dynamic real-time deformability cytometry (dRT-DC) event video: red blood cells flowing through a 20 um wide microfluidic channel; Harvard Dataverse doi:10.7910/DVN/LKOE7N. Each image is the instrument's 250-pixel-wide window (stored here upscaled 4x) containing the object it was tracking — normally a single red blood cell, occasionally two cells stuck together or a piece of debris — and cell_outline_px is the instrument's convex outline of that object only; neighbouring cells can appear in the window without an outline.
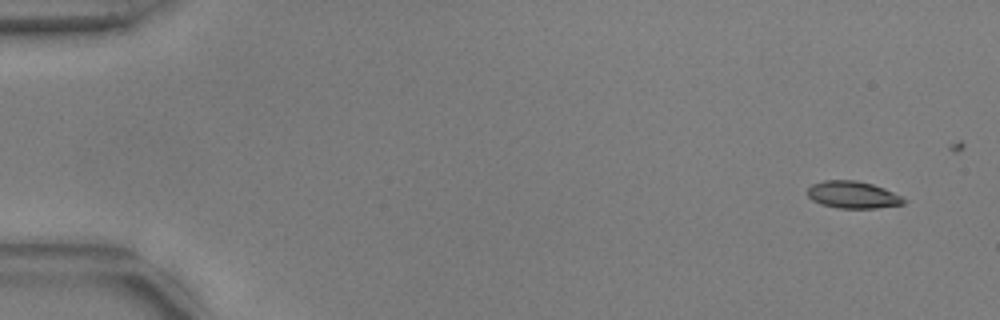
{"species": "common noctule bat (a hibernating species)", "species_latin": "Nyctalus noctula", "temperature_condition": "warm", "stored_images_in_passage": 16, "camera_frame_rate_fps": 3000, "um_per_image_px": 0.085, "animal": {"sex": "male", "body_mass_g": 17.9, "forearm_length_mm": 54.2}, "frame": {"image": 1, "passage_image": 1, "time_ms": 0.0, "image_size_px": [1000, 320], "cell_outline_px": [[908, 200], [904, 204], [876, 208], [840, 208], [820, 204], [812, 200], [808, 196], [808, 188], [812, 184], [824, 180], [856, 180], [872, 184], [884, 188]], "centroid_in_image_um": [72.49, 16.55], "position_along_channel_um": 12.5, "area_um2": 15.2}}
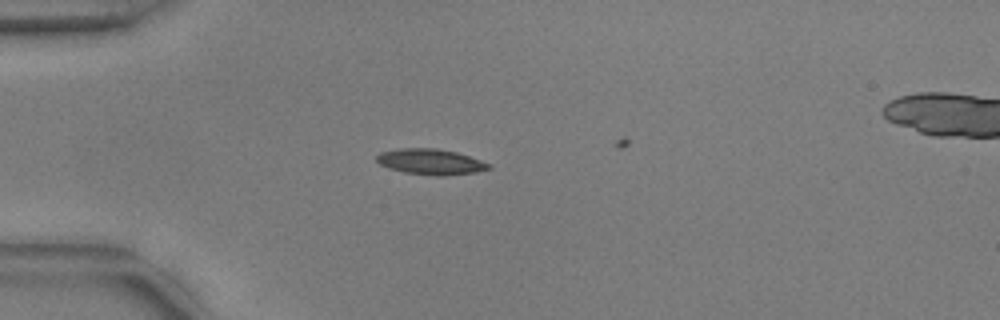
{"frame": {"image": 2, "passage_image": 13, "time_ms": 4.0, "image_size_px": [1000, 320], "cell_outline_px": [[492, 168], [476, 172], [444, 176], [436, 176], [404, 172], [388, 168], [380, 164], [376, 160], [376, 156], [380, 152], [400, 148], [436, 148], [456, 152], [492, 164]], "centroid_in_image_um": [36.6, 13.75], "position_along_channel_um": 48.4, "area_um2": 16.82}}